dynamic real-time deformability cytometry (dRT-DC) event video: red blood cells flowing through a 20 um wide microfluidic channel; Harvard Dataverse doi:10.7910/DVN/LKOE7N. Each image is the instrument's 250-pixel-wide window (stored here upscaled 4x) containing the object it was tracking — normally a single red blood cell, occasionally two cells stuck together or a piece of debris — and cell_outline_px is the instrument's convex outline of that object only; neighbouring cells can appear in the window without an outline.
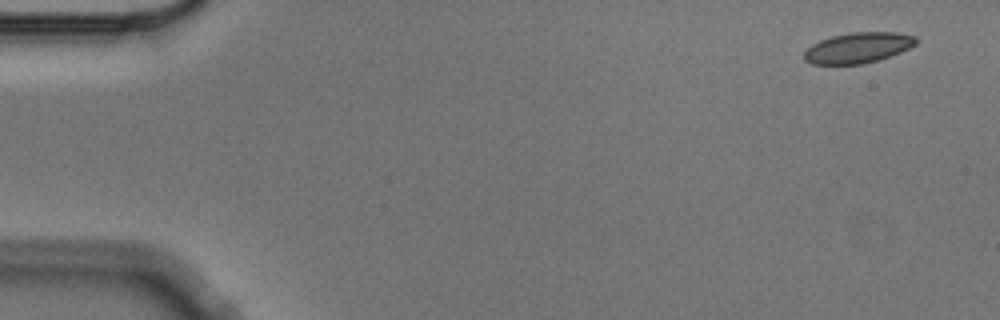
{"species": "Egyptian fruit bat (a non-hibernating species)", "species_latin": "Rousettus aegyptiacus", "temperature_condition": "cold", "stored_images_in_passage": 5, "segment_of_instrument_passage": [1, 2], "camera_frame_rate_fps": 3000, "um_per_image_px": 0.085, "animal": {"sex": "male"}, "frame": {"image": 1, "passage_image": 1, "time_ms": 0.0, "image_size_px": [1000, 320], "cell_outline_px": [[920, 40], [916, 44], [900, 52], [876, 60], [860, 64], [812, 64], [804, 60], [804, 52], [812, 44], [820, 40], [832, 36], [852, 32], [896, 32], [916, 36]], "centroid_in_image_um": [72.94, 4.05], "position_along_channel_um": 12.1, "area_um2": 19.83}}
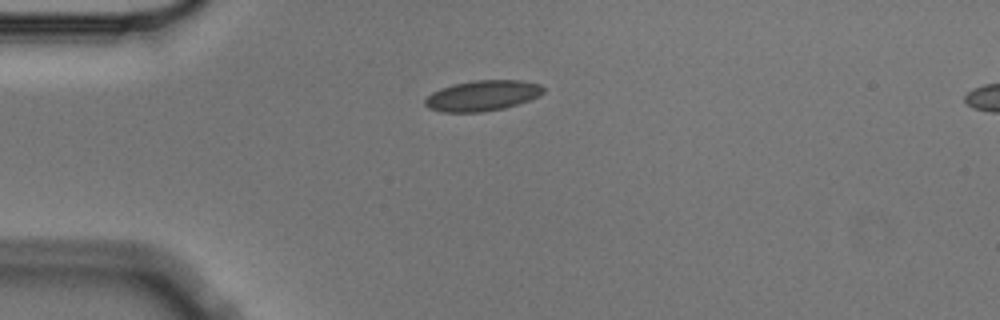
{"frame": {"image": 2, "passage_image": 4, "time_ms": 1.0, "image_size_px": [1000, 320], "cell_outline_px": [[544, 92], [540, 96], [504, 108], [484, 112], [440, 112], [428, 108], [424, 104], [424, 100], [432, 92], [440, 88], [452, 84], [472, 80], [520, 80], [540, 84], [544, 88]], "centroid_in_image_um": [40.98, 8.13], "position_along_channel_um": 44.0, "area_um2": 21.21}}